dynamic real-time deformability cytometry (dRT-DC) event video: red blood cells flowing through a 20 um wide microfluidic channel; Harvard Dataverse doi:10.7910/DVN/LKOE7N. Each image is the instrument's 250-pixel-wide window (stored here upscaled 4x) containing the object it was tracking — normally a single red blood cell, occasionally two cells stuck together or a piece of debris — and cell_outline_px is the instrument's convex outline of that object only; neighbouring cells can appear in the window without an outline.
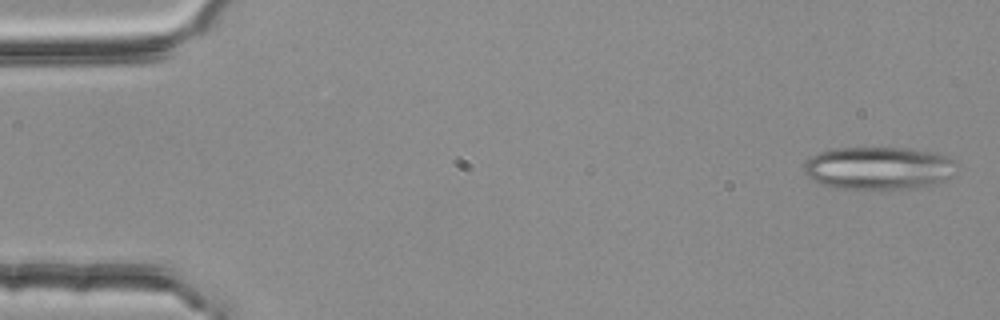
{"species": "common noctule bat (a hibernating species)", "species_latin": "Nyctalus noctula", "temperature_condition": "room temperature", "stored_images_in_passage": 54, "segment_of_instrument_passage": [1, 2], "camera_frame_rate_fps": 3000, "um_per_image_px": 0.085, "animal": {"sex": "female", "body_mass_g": 25.1}, "frame": {"image": 1, "passage_image": 2, "time_ms": 0.333, "image_size_px": [1000, 320], "cell_outline_px": [[952, 160], [948, 176], [944, 180], [928, 184], [904, 188], [840, 188], [824, 184], [808, 176], [804, 172], [804, 164], [812, 156], [820, 152], [832, 148], [912, 148], [932, 152], [948, 156]], "centroid_in_image_um": [74.59, 14.25], "position_along_channel_um": 10.4, "area_um2": 36.82}}